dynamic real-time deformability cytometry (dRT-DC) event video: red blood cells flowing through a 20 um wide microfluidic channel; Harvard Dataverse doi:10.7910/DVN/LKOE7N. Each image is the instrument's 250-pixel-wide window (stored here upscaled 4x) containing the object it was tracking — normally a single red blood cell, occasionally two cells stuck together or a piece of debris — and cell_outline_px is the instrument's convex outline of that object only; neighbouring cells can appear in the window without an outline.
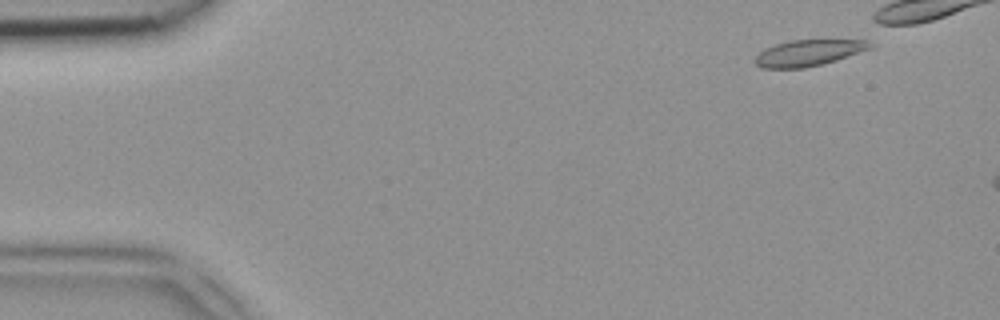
{"species": "common noctule bat (a hibernating species)", "species_latin": "Nyctalus noctula", "temperature_condition": "room temperature", "stored_images_in_passage": 39, "camera_frame_rate_fps": 3000, "um_per_image_px": 0.085, "animal": {"sex": "female", "body_mass_g": 18.4}, "frame": {"image": 1, "passage_image": 4, "time_ms": 1.0, "image_size_px": [1000, 320], "cell_outline_px": [[872, 44], [868, 48], [836, 60], [804, 68], [760, 68], [752, 60], [764, 48], [776, 44], [792, 40], [868, 40]], "centroid_in_image_um": [68.62, 4.5], "position_along_channel_um": 16.4, "area_um2": 17.22}}
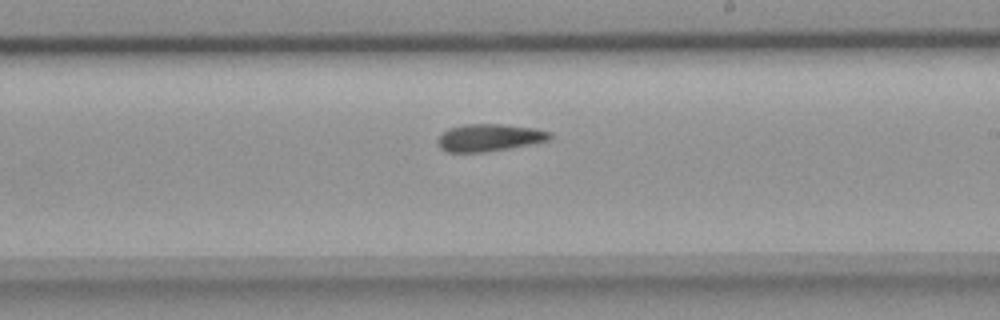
{"frame": {"image": 2, "passage_image": 28, "time_ms": 9.0, "image_size_px": [1000, 320], "cell_outline_px": [[552, 136], [548, 140], [508, 148], [484, 152], [448, 152], [440, 148], [436, 140], [448, 128], [464, 124], [500, 124], [536, 128], [552, 132]], "centroid_in_image_um": [41.57, 11.69], "position_along_channel_um": 247.4, "area_um2": 17.74}}
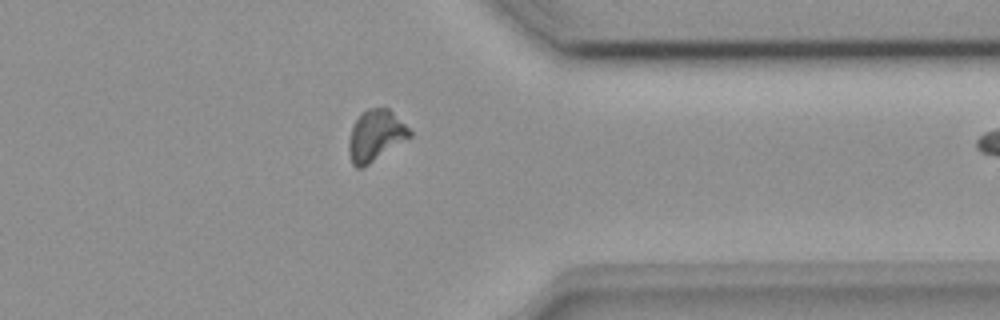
{"frame": {"image": 3, "passage_image": 38, "time_ms": 12.333, "image_size_px": [1000, 320], "cell_outline_px": [[412, 136], [368, 164], [360, 168], [356, 168], [352, 164], [348, 152], [348, 144], [352, 128], [360, 112], [368, 108], [388, 108], [412, 132]], "centroid_in_image_um": [31.9, 11.52], "position_along_channel_um": 379.5, "area_um2": 17.86}}